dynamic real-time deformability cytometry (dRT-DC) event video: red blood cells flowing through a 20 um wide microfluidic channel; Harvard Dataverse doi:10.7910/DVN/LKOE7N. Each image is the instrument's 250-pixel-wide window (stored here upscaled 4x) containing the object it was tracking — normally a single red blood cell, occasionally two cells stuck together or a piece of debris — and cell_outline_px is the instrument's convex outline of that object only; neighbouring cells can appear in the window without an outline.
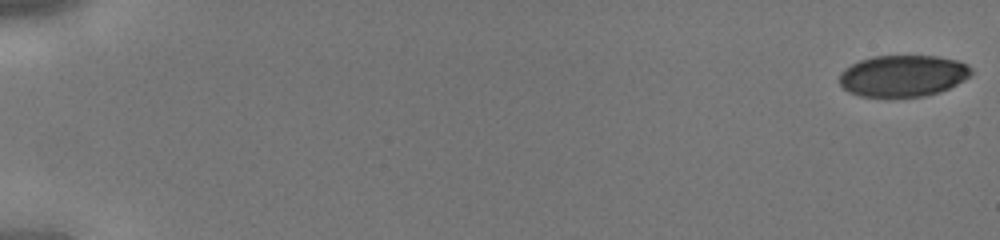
{"species": "human", "species_latin": "Homo sapiens", "temperature_condition": "cold", "stored_images_in_passage": 45, "camera_frame_rate_fps": 3000, "um_per_image_px": 0.085, "donor": {"sex": "male"}, "frame": {"image": 1, "passage_image": 1, "time_ms": 0.0, "image_size_px": [1000, 240], "cell_outline_px": [[972, 72], [964, 80], [940, 92], [924, 96], [860, 96], [848, 92], [840, 84], [840, 72], [844, 68], [860, 60], [872, 56], [936, 56], [956, 60], [968, 64], [972, 68]], "centroid_in_image_um": [76.74, 6.43], "position_along_channel_um": 8.3, "area_um2": 31.79}}
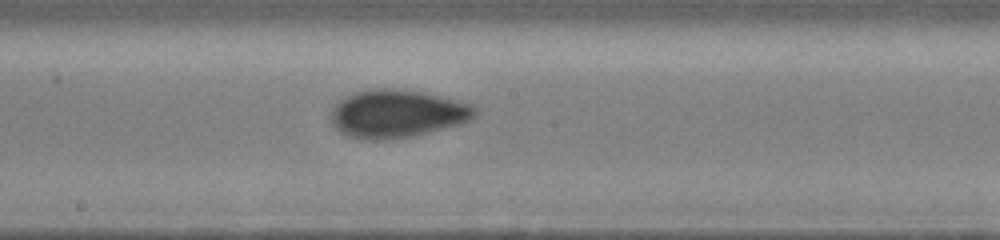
{"frame": {"image": 2, "passage_image": 26, "time_ms": 8.333, "image_size_px": [1000, 240], "cell_outline_px": [[476, 116], [472, 120], [464, 124], [412, 136], [384, 140], [364, 140], [348, 136], [340, 132], [332, 124], [332, 108], [340, 100], [356, 92], [368, 88], [400, 88], [424, 92], [472, 104], [476, 108]], "centroid_in_image_um": [33.79, 9.66], "position_along_channel_um": 214.4, "area_um2": 40.63}}
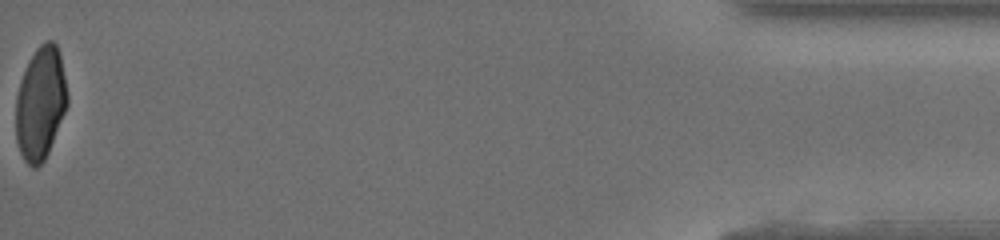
{"frame": {"image": 3, "passage_image": 45, "time_ms": 14.667, "image_size_px": [1000, 240], "cell_outline_px": [[68, 104], [48, 152], [44, 160], [36, 168], [32, 168], [24, 160], [20, 152], [16, 140], [16, 96], [20, 80], [28, 60], [36, 48], [44, 40], [52, 40], [56, 44], [60, 52], [68, 96]], "centroid_in_image_um": [3.44, 8.74], "position_along_channel_um": 431.8, "area_um2": 34.1}}